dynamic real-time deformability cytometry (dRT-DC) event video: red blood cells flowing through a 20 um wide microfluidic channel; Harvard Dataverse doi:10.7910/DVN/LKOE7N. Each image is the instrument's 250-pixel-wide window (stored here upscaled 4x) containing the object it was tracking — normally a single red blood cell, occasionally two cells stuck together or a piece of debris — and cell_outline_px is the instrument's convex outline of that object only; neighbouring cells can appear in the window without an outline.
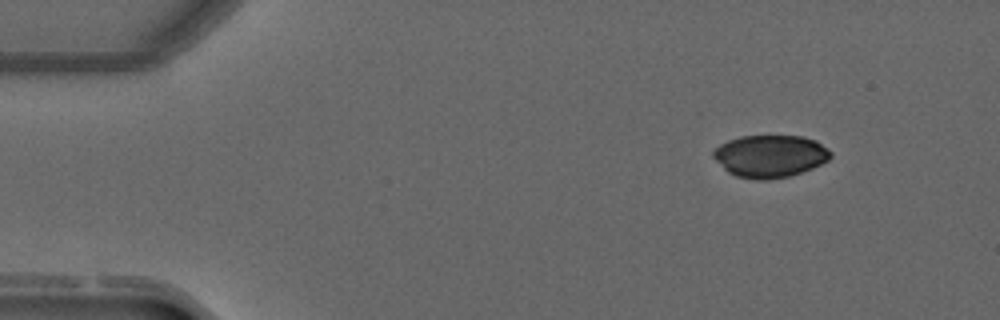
{"species": "common noctule bat (a hibernating species)", "species_latin": "Nyctalus noctula", "temperature_condition": "warm", "stored_images_in_passage": 3, "camera_frame_rate_fps": 3000, "um_per_image_px": 0.085, "animal": {"sex": "male", "forearm_length_mm": 52.5}, "frame": {"image": 1, "passage_image": 1, "time_ms": 0.0, "image_size_px": [1000, 320], "cell_outline_px": [[832, 156], [828, 160], [812, 168], [788, 176], [768, 180], [756, 180], [736, 176], [728, 172], [712, 156], [712, 152], [720, 144], [728, 140], [740, 136], [804, 136], [816, 140], [828, 148], [832, 152]], "centroid_in_image_um": [65.46, 13.26], "position_along_channel_um": 19.5, "area_um2": 29.02}}